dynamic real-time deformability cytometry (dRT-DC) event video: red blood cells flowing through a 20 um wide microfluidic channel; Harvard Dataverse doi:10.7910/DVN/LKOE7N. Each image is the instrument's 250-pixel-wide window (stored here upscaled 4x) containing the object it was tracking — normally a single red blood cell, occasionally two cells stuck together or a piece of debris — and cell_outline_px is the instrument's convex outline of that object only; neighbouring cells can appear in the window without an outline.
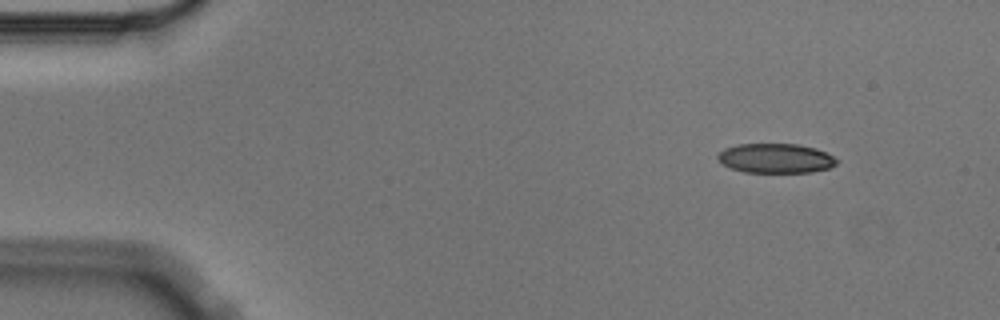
{"species": "Egyptian fruit bat (a non-hibernating species)", "species_latin": "Rousettus aegyptiacus", "temperature_condition": "cold", "stored_images_in_passage": 7, "camera_frame_rate_fps": 3000, "um_per_image_px": 0.085, "animal": {"sex": "male"}, "frame": {"image": 1, "passage_image": 1, "time_ms": 0.0, "image_size_px": [1000, 320], "cell_outline_px": [[840, 160], [836, 164], [828, 168], [812, 172], [744, 172], [732, 168], [724, 164], [716, 156], [724, 148], [736, 144], [796, 144], [816, 148]], "centroid_in_image_um": [65.94, 13.45], "position_along_channel_um": 19.1, "area_um2": 20.35}}
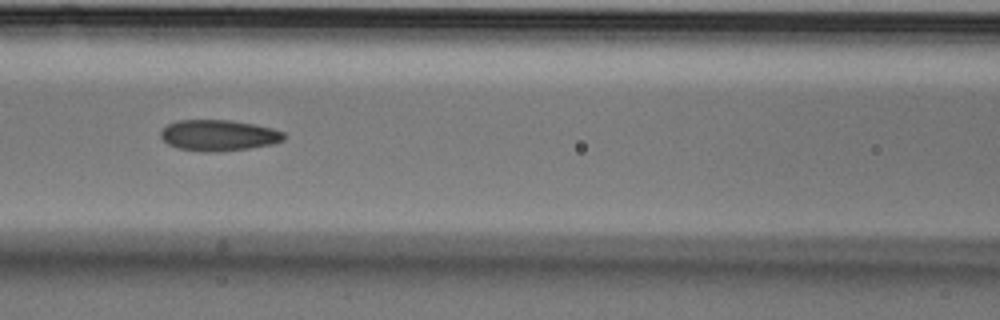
{"frame": {"image": 2, "passage_image": 6, "time_ms": 1.667, "image_size_px": [1000, 320], "cell_outline_px": [[288, 136], [284, 140], [272, 144], [248, 148], [216, 152], [204, 152], [176, 148], [168, 144], [160, 136], [160, 132], [168, 124], [176, 120], [228, 120], [256, 124], [272, 128], [284, 132]], "centroid_in_image_um": [18.6, 11.5], "position_along_channel_um": 148.0, "area_um2": 22.43}}
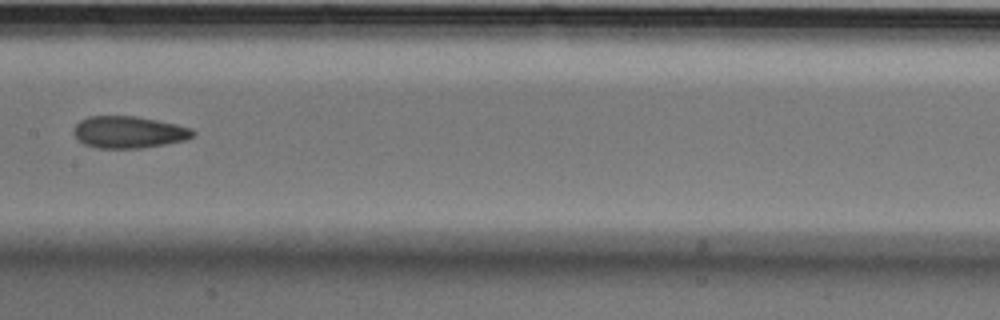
{"frame": {"image": 3, "passage_image": 7, "time_ms": 2.0, "image_size_px": [1000, 320], "cell_outline_px": [[196, 136], [188, 140], [144, 148], [96, 148], [84, 144], [72, 132], [76, 124], [80, 120], [88, 116], [136, 116], [176, 124], [192, 128], [196, 132]], "centroid_in_image_um": [10.99, 11.24], "position_along_channel_um": 196.4, "area_um2": 22.43}}